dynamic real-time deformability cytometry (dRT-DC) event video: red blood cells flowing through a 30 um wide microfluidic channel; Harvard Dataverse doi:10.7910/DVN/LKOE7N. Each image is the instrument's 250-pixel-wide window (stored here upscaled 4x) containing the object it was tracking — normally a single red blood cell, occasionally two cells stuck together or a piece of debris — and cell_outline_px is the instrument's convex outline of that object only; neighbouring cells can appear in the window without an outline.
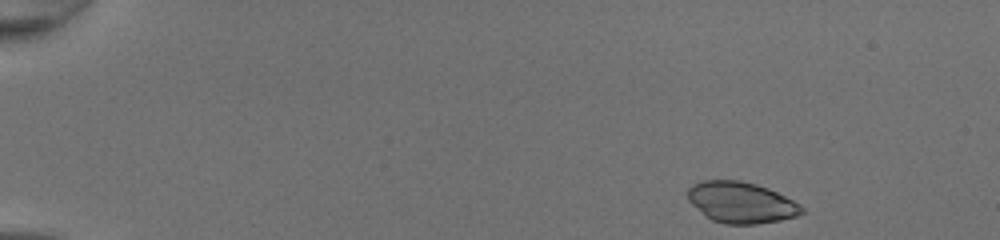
{"species": "common noctule bat (a hibernating species)", "species_latin": "Nyctalus noctula", "temperature_condition": "room temperature", "stored_images_in_passage": 44, "camera_frame_rate_fps": 3000, "um_per_image_px": 0.085, "animal": {"sex": "female", "body_mass_g": 20.0, "forearm_length_mm": 54.0}, "frame": {"image": 1, "passage_image": 1, "time_ms": 0.0, "image_size_px": [1000, 240], "cell_outline_px": [[804, 212], [796, 216], [780, 220], [756, 224], [724, 224], [712, 220], [704, 216], [688, 200], [688, 188], [692, 184], [700, 180], [740, 180], [756, 184], [768, 188], [800, 204], [804, 208]], "centroid_in_image_um": [62.97, 17.21], "position_along_channel_um": 22.0, "area_um2": 27.4}}
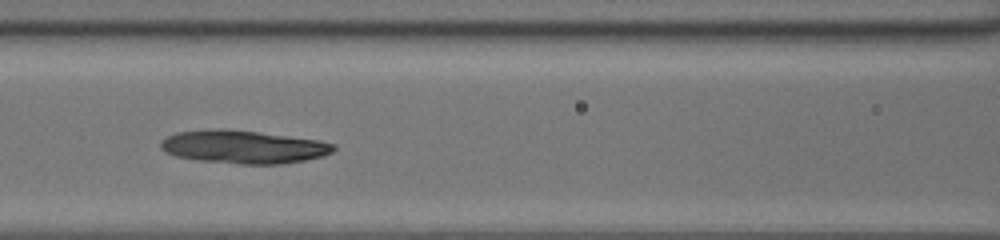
{"frame": {"image": 2, "passage_image": 19, "time_ms": 6.0, "image_size_px": [1000, 240], "cell_outline_px": [[336, 148], [332, 152], [324, 156], [304, 160], [280, 164], [240, 164], [200, 160], [176, 156], [164, 152], [160, 148], [160, 140], [176, 132], [216, 128], [228, 128], [260, 132], [320, 140], [336, 144]], "centroid_in_image_um": [20.69, 12.47], "position_along_channel_um": 145.9, "area_um2": 33.64}}
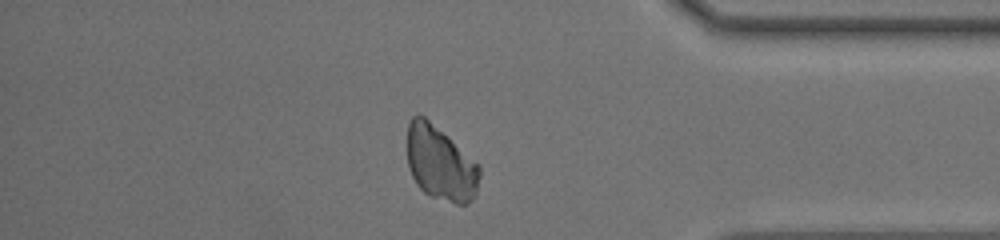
{"frame": {"image": 3, "passage_image": 38, "time_ms": 12.333, "image_size_px": [1000, 240], "cell_outline_px": [[480, 176], [476, 196], [468, 204], [456, 204], [432, 196], [424, 192], [416, 184], [408, 168], [408, 124], [412, 116], [416, 112], [420, 112], [476, 164], [480, 168]], "centroid_in_image_um": [37.41, 13.91], "position_along_channel_um": 397.8, "area_um2": 30.92}}